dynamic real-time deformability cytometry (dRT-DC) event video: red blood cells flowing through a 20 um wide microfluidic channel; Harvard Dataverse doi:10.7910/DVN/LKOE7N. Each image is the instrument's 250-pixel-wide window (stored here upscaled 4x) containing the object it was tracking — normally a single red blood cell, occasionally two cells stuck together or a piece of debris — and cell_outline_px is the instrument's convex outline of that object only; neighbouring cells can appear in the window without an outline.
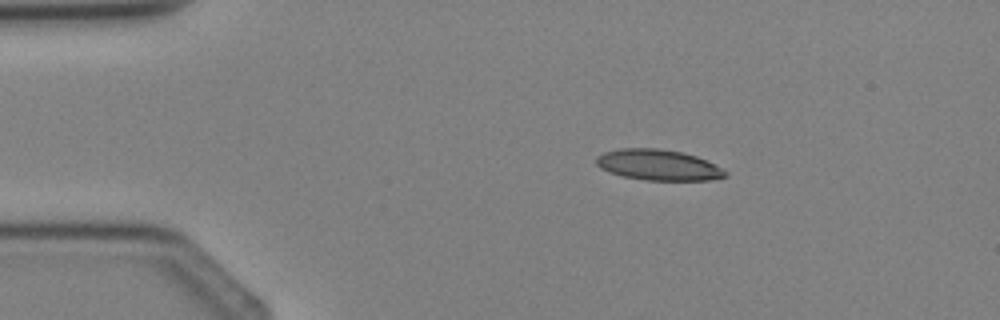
{"species": "Egyptian fruit bat (a non-hibernating species)", "species_latin": "Rousettus aegyptiacus", "temperature_condition": "cold", "stored_images_in_passage": 4, "camera_frame_rate_fps": 3000, "um_per_image_px": 0.085, "animal": {"sex": "female"}, "frame": {"image": 1, "passage_image": 4, "time_ms": 3.667, "image_size_px": [1000, 320], "cell_outline_px": [[728, 176], [708, 180], [644, 180], [624, 176], [608, 172], [600, 168], [596, 164], [596, 156], [604, 152], [620, 148], [656, 148], [684, 152], [696, 156], [728, 172]], "centroid_in_image_um": [55.91, 14.01], "position_along_channel_um": 29.1, "area_um2": 23.06}}